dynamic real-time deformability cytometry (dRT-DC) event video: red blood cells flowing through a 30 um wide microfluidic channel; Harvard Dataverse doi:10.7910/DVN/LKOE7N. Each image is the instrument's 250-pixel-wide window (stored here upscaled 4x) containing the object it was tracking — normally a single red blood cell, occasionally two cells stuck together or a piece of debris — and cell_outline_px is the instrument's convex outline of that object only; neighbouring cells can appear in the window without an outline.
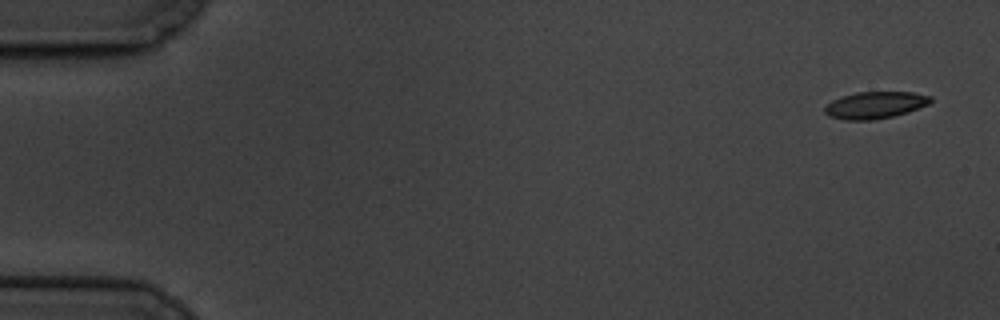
{"species": "common noctule bat (a hibernating species)", "species_latin": "Nyctalus noctula", "temperature_condition": "cold", "stored_images_in_passage": 5, "camera_frame_rate_fps": 3000, "um_per_image_px": 0.085, "animal": {"sex": "male", "body_mass_g": 19.5, "forearm_length_mm": 54.6}, "frame": {"image": 1, "passage_image": 1, "time_ms": 0.0, "image_size_px": [1000, 320], "cell_outline_px": [[932, 100], [928, 104], [908, 112], [876, 120], [844, 120], [828, 116], [824, 112], [824, 108], [832, 100], [856, 92], [912, 92], [932, 96]], "centroid_in_image_um": [74.38, 8.94], "position_along_channel_um": 10.6, "area_um2": 16.59}}